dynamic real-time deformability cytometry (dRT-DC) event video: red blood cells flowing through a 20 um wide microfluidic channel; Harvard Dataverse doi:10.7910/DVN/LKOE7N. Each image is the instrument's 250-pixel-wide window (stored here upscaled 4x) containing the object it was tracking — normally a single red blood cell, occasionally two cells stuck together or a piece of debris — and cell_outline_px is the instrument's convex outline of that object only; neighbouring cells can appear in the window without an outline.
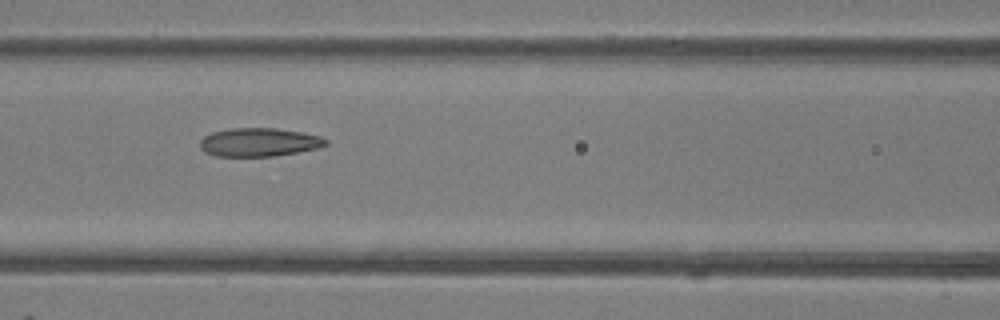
{"species": "common noctule bat (a hibernating species)", "species_latin": "Nyctalus noctula", "temperature_condition": "room temperature", "stored_images_in_passage": 7, "camera_frame_rate_fps": 3000, "um_per_image_px": 0.085, "animal": {"sex": "female"}, "frame": {"image": 1, "passage_image": 6, "time_ms": 1.667, "image_size_px": [1000, 320], "cell_outline_px": [[328, 144], [320, 148], [272, 156], [216, 156], [204, 152], [200, 148], [200, 140], [204, 136], [212, 132], [232, 128], [276, 128], [300, 132], [320, 136], [328, 140]], "centroid_in_image_um": [22.01, 12.09], "position_along_channel_um": 144.6, "area_um2": 20.87}}
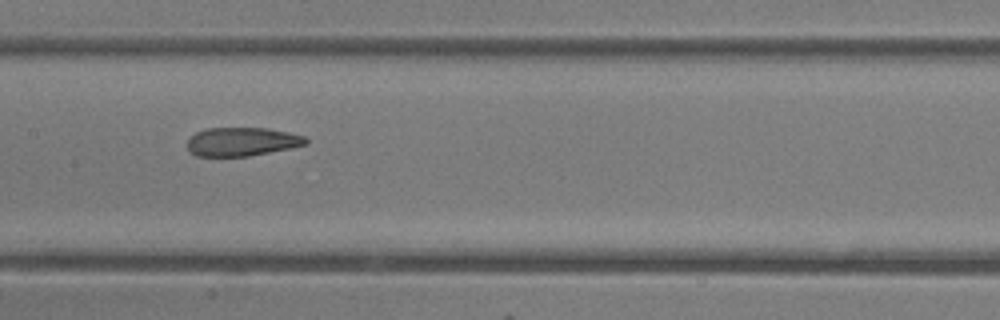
{"frame": {"image": 2, "passage_image": 7, "time_ms": 2.0, "image_size_px": [1000, 320], "cell_outline_px": [[308, 144], [248, 156], [196, 156], [188, 148], [188, 140], [196, 132], [208, 128], [268, 128], [288, 132], [304, 136], [308, 140]], "centroid_in_image_um": [20.57, 12.03], "position_along_channel_um": 186.8, "area_um2": 19.54}}